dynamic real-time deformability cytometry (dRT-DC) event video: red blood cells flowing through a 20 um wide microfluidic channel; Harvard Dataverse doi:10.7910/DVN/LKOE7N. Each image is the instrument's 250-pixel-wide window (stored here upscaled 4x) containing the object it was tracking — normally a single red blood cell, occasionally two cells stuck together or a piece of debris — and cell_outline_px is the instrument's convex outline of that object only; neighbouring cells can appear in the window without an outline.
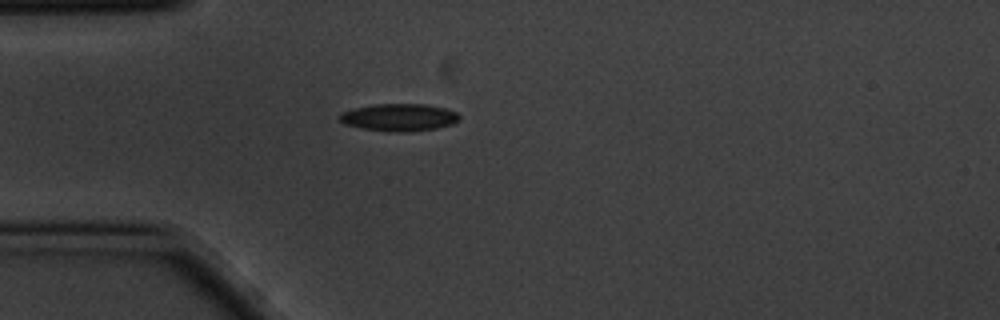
{"species": "common noctule bat (a hibernating species)", "species_latin": "Nyctalus noctula", "temperature_condition": "cold", "stored_images_in_passage": 5, "camera_frame_rate_fps": 3000, "um_per_image_px": 0.085, "animal": {"sex": "male", "body_mass_g": 20.1, "forearm_length_mm": 53.5}, "frame": {"image": 1, "passage_image": 4, "time_ms": 1.0, "image_size_px": [1000, 320], "cell_outline_px": [[460, 120], [452, 124], [436, 128], [408, 132], [388, 132], [360, 128], [344, 124], [336, 116], [340, 112], [356, 108], [376, 104], [424, 104], [444, 108], [456, 112], [460, 116]], "centroid_in_image_um": [33.89, 9.98], "position_along_channel_um": 51.1, "area_um2": 19.25}}